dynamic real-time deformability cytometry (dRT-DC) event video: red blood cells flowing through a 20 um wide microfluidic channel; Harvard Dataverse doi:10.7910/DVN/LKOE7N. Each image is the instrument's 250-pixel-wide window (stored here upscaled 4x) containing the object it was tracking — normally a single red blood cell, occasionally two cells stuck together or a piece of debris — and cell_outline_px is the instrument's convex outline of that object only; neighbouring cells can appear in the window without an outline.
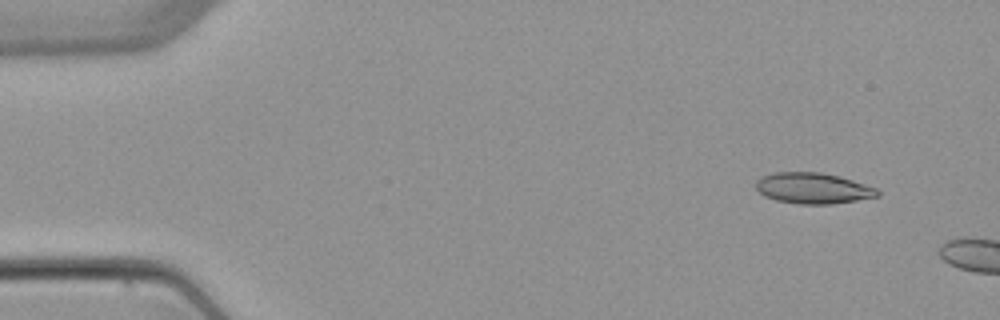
{"species": "common noctule bat (a hibernating species)", "species_latin": "Nyctalus noctula", "temperature_condition": "warm", "stored_images_in_passage": 2, "camera_frame_rate_fps": 3000, "um_per_image_px": 0.085, "animal": {"sex": "female", "body_mass_g": 22.7, "forearm_length_mm": 54.2}, "frame": {"image": 1, "passage_image": 1, "time_ms": 0.0, "image_size_px": [1000, 320], "cell_outline_px": [[880, 196], [832, 204], [800, 204], [776, 200], [764, 196], [756, 188], [756, 180], [764, 176], [776, 172], [820, 172], [840, 176], [876, 188], [880, 192]], "centroid_in_image_um": [69.12, 16.0], "position_along_channel_um": 15.9, "area_um2": 21.79}}